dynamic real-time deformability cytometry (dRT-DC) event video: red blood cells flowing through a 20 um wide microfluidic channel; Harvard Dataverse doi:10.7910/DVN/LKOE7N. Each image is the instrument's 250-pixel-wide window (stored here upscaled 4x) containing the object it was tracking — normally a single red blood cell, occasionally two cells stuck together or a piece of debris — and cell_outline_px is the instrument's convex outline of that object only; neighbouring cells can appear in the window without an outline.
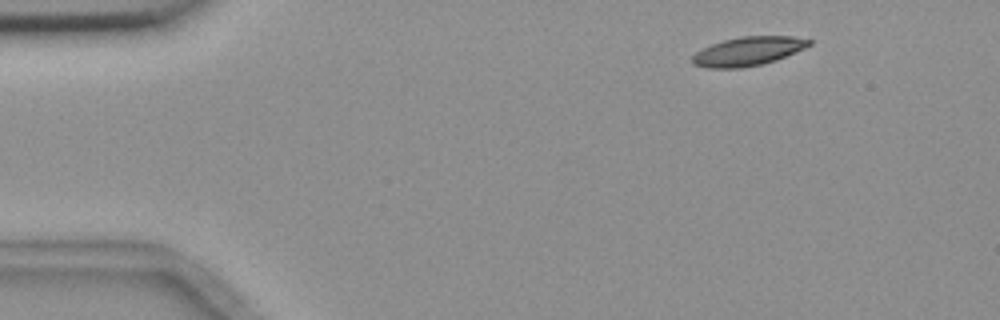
{"species": "common noctule bat (a hibernating species)", "species_latin": "Nyctalus noctula", "temperature_condition": "room temperature", "stored_images_in_passage": 7, "camera_frame_rate_fps": 3000, "um_per_image_px": 0.085, "animal": {"sex": "female", "body_mass_g": 18.4}, "frame": {"image": 1, "passage_image": 2, "time_ms": 1.0, "image_size_px": [1000, 320], "cell_outline_px": [[812, 44], [804, 48], [776, 60], [764, 64], [740, 68], [708, 68], [692, 64], [692, 56], [700, 48], [724, 40], [740, 36], [792, 36], [812, 40]], "centroid_in_image_um": [63.56, 4.36], "position_along_channel_um": 21.4, "area_um2": 19.71}}
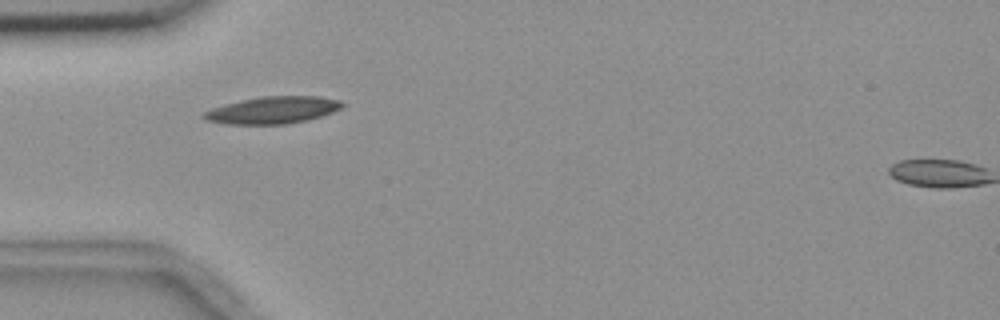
{"frame": {"image": 2, "passage_image": 5, "time_ms": 4.333, "image_size_px": [1000, 320], "cell_outline_px": [[344, 104], [340, 108], [332, 112], [308, 120], [284, 124], [228, 124], [204, 120], [200, 116], [204, 112], [212, 108], [224, 104], [240, 100], [260, 96], [320, 96], [340, 100]], "centroid_in_image_um": [23.15, 9.35], "position_along_channel_um": 61.9, "area_um2": 21.91}}
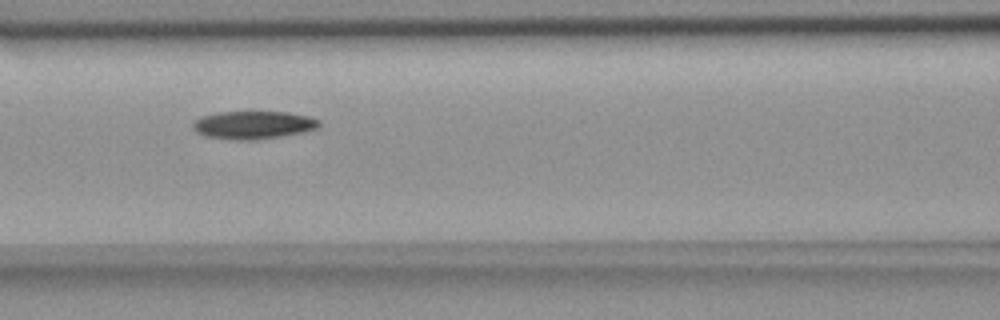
{"frame": {"image": 3, "passage_image": 7, "time_ms": 6.667, "image_size_px": [1000, 320], "cell_outline_px": [[320, 128], [304, 132], [256, 140], [236, 140], [204, 136], [196, 132], [192, 128], [192, 124], [200, 116], [216, 112], [288, 112], [312, 116], [320, 120]], "centroid_in_image_um": [21.55, 10.62], "position_along_channel_um": 145.0, "area_um2": 20.87}}